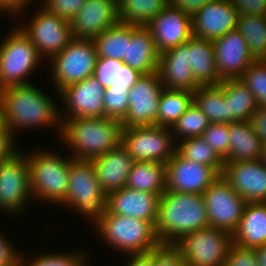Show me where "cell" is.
<instances>
[{
	"mask_svg": "<svg viewBox=\"0 0 266 266\" xmlns=\"http://www.w3.org/2000/svg\"><path fill=\"white\" fill-rule=\"evenodd\" d=\"M32 200L27 155L20 150L12 158L0 162V207L16 218L24 214Z\"/></svg>",
	"mask_w": 266,
	"mask_h": 266,
	"instance_id": "cell-12",
	"label": "cell"
},
{
	"mask_svg": "<svg viewBox=\"0 0 266 266\" xmlns=\"http://www.w3.org/2000/svg\"><path fill=\"white\" fill-rule=\"evenodd\" d=\"M188 64L195 81L200 86L218 85L212 40L192 36L188 40Z\"/></svg>",
	"mask_w": 266,
	"mask_h": 266,
	"instance_id": "cell-28",
	"label": "cell"
},
{
	"mask_svg": "<svg viewBox=\"0 0 266 266\" xmlns=\"http://www.w3.org/2000/svg\"><path fill=\"white\" fill-rule=\"evenodd\" d=\"M169 4V0H119L120 23L146 26Z\"/></svg>",
	"mask_w": 266,
	"mask_h": 266,
	"instance_id": "cell-33",
	"label": "cell"
},
{
	"mask_svg": "<svg viewBox=\"0 0 266 266\" xmlns=\"http://www.w3.org/2000/svg\"><path fill=\"white\" fill-rule=\"evenodd\" d=\"M219 86L224 90V101L228 108V123L249 121L258 109L251 90L240 79L224 80Z\"/></svg>",
	"mask_w": 266,
	"mask_h": 266,
	"instance_id": "cell-29",
	"label": "cell"
},
{
	"mask_svg": "<svg viewBox=\"0 0 266 266\" xmlns=\"http://www.w3.org/2000/svg\"><path fill=\"white\" fill-rule=\"evenodd\" d=\"M16 139L18 138H16L11 132H0V162L12 158L21 150L18 149L19 146L16 147L18 144Z\"/></svg>",
	"mask_w": 266,
	"mask_h": 266,
	"instance_id": "cell-49",
	"label": "cell"
},
{
	"mask_svg": "<svg viewBox=\"0 0 266 266\" xmlns=\"http://www.w3.org/2000/svg\"><path fill=\"white\" fill-rule=\"evenodd\" d=\"M258 266H266V244L254 248Z\"/></svg>",
	"mask_w": 266,
	"mask_h": 266,
	"instance_id": "cell-53",
	"label": "cell"
},
{
	"mask_svg": "<svg viewBox=\"0 0 266 266\" xmlns=\"http://www.w3.org/2000/svg\"><path fill=\"white\" fill-rule=\"evenodd\" d=\"M160 53L150 30L146 26L132 25V38L123 62L140 74L158 71Z\"/></svg>",
	"mask_w": 266,
	"mask_h": 266,
	"instance_id": "cell-25",
	"label": "cell"
},
{
	"mask_svg": "<svg viewBox=\"0 0 266 266\" xmlns=\"http://www.w3.org/2000/svg\"><path fill=\"white\" fill-rule=\"evenodd\" d=\"M128 89L105 88L104 117L123 122L129 110Z\"/></svg>",
	"mask_w": 266,
	"mask_h": 266,
	"instance_id": "cell-41",
	"label": "cell"
},
{
	"mask_svg": "<svg viewBox=\"0 0 266 266\" xmlns=\"http://www.w3.org/2000/svg\"><path fill=\"white\" fill-rule=\"evenodd\" d=\"M201 138L224 160L229 153L230 137L228 123H210Z\"/></svg>",
	"mask_w": 266,
	"mask_h": 266,
	"instance_id": "cell-42",
	"label": "cell"
},
{
	"mask_svg": "<svg viewBox=\"0 0 266 266\" xmlns=\"http://www.w3.org/2000/svg\"><path fill=\"white\" fill-rule=\"evenodd\" d=\"M33 0H0V12L2 13V15L4 16L6 14V16L9 17L11 16L12 19L17 18L16 16H18V18L22 15V13L25 14L24 10L26 11L27 7L32 4Z\"/></svg>",
	"mask_w": 266,
	"mask_h": 266,
	"instance_id": "cell-48",
	"label": "cell"
},
{
	"mask_svg": "<svg viewBox=\"0 0 266 266\" xmlns=\"http://www.w3.org/2000/svg\"><path fill=\"white\" fill-rule=\"evenodd\" d=\"M192 103V91L164 89L159 100L157 126L171 128Z\"/></svg>",
	"mask_w": 266,
	"mask_h": 266,
	"instance_id": "cell-36",
	"label": "cell"
},
{
	"mask_svg": "<svg viewBox=\"0 0 266 266\" xmlns=\"http://www.w3.org/2000/svg\"><path fill=\"white\" fill-rule=\"evenodd\" d=\"M125 257L124 261L126 262H124L123 266H155V249L151 250L148 254Z\"/></svg>",
	"mask_w": 266,
	"mask_h": 266,
	"instance_id": "cell-52",
	"label": "cell"
},
{
	"mask_svg": "<svg viewBox=\"0 0 266 266\" xmlns=\"http://www.w3.org/2000/svg\"><path fill=\"white\" fill-rule=\"evenodd\" d=\"M121 144L135 161L166 164L176 153L177 143L169 127H123Z\"/></svg>",
	"mask_w": 266,
	"mask_h": 266,
	"instance_id": "cell-11",
	"label": "cell"
},
{
	"mask_svg": "<svg viewBox=\"0 0 266 266\" xmlns=\"http://www.w3.org/2000/svg\"><path fill=\"white\" fill-rule=\"evenodd\" d=\"M232 242L249 249L266 244V202L245 205L238 226L232 233Z\"/></svg>",
	"mask_w": 266,
	"mask_h": 266,
	"instance_id": "cell-26",
	"label": "cell"
},
{
	"mask_svg": "<svg viewBox=\"0 0 266 266\" xmlns=\"http://www.w3.org/2000/svg\"><path fill=\"white\" fill-rule=\"evenodd\" d=\"M232 242V234L206 227L182 236L173 245L186 266H224Z\"/></svg>",
	"mask_w": 266,
	"mask_h": 266,
	"instance_id": "cell-10",
	"label": "cell"
},
{
	"mask_svg": "<svg viewBox=\"0 0 266 266\" xmlns=\"http://www.w3.org/2000/svg\"><path fill=\"white\" fill-rule=\"evenodd\" d=\"M146 27L160 54L186 43L193 36L192 17L169 4Z\"/></svg>",
	"mask_w": 266,
	"mask_h": 266,
	"instance_id": "cell-20",
	"label": "cell"
},
{
	"mask_svg": "<svg viewBox=\"0 0 266 266\" xmlns=\"http://www.w3.org/2000/svg\"><path fill=\"white\" fill-rule=\"evenodd\" d=\"M126 187L141 192L163 194L166 191V165L153 161H135Z\"/></svg>",
	"mask_w": 266,
	"mask_h": 266,
	"instance_id": "cell-30",
	"label": "cell"
},
{
	"mask_svg": "<svg viewBox=\"0 0 266 266\" xmlns=\"http://www.w3.org/2000/svg\"><path fill=\"white\" fill-rule=\"evenodd\" d=\"M59 139L70 156L91 160L110 152L122 142V122L107 117L60 119Z\"/></svg>",
	"mask_w": 266,
	"mask_h": 266,
	"instance_id": "cell-2",
	"label": "cell"
},
{
	"mask_svg": "<svg viewBox=\"0 0 266 266\" xmlns=\"http://www.w3.org/2000/svg\"><path fill=\"white\" fill-rule=\"evenodd\" d=\"M104 93L105 88L93 76L70 84L59 92L60 107L64 105L60 119L104 117Z\"/></svg>",
	"mask_w": 266,
	"mask_h": 266,
	"instance_id": "cell-15",
	"label": "cell"
},
{
	"mask_svg": "<svg viewBox=\"0 0 266 266\" xmlns=\"http://www.w3.org/2000/svg\"><path fill=\"white\" fill-rule=\"evenodd\" d=\"M3 232L0 228V266H19L21 251L14 247L15 245Z\"/></svg>",
	"mask_w": 266,
	"mask_h": 266,
	"instance_id": "cell-46",
	"label": "cell"
},
{
	"mask_svg": "<svg viewBox=\"0 0 266 266\" xmlns=\"http://www.w3.org/2000/svg\"><path fill=\"white\" fill-rule=\"evenodd\" d=\"M261 161L266 165V142L263 143Z\"/></svg>",
	"mask_w": 266,
	"mask_h": 266,
	"instance_id": "cell-55",
	"label": "cell"
},
{
	"mask_svg": "<svg viewBox=\"0 0 266 266\" xmlns=\"http://www.w3.org/2000/svg\"><path fill=\"white\" fill-rule=\"evenodd\" d=\"M141 74L125 64L112 58L98 57L93 77L104 87L130 89Z\"/></svg>",
	"mask_w": 266,
	"mask_h": 266,
	"instance_id": "cell-31",
	"label": "cell"
},
{
	"mask_svg": "<svg viewBox=\"0 0 266 266\" xmlns=\"http://www.w3.org/2000/svg\"><path fill=\"white\" fill-rule=\"evenodd\" d=\"M36 84L9 86L0 90L6 125L15 136L26 129L54 128L61 133L60 108ZM45 92V93H44ZM22 129V130H21ZM20 131V132H19ZM18 133V134H17Z\"/></svg>",
	"mask_w": 266,
	"mask_h": 266,
	"instance_id": "cell-1",
	"label": "cell"
},
{
	"mask_svg": "<svg viewBox=\"0 0 266 266\" xmlns=\"http://www.w3.org/2000/svg\"><path fill=\"white\" fill-rule=\"evenodd\" d=\"M101 190L106 194L126 187L128 175L135 160L120 144L110 152L91 159Z\"/></svg>",
	"mask_w": 266,
	"mask_h": 266,
	"instance_id": "cell-23",
	"label": "cell"
},
{
	"mask_svg": "<svg viewBox=\"0 0 266 266\" xmlns=\"http://www.w3.org/2000/svg\"><path fill=\"white\" fill-rule=\"evenodd\" d=\"M218 85L224 80L239 79L244 71L256 61L250 54L248 43L236 29L212 40Z\"/></svg>",
	"mask_w": 266,
	"mask_h": 266,
	"instance_id": "cell-17",
	"label": "cell"
},
{
	"mask_svg": "<svg viewBox=\"0 0 266 266\" xmlns=\"http://www.w3.org/2000/svg\"><path fill=\"white\" fill-rule=\"evenodd\" d=\"M40 6V8H39ZM30 20L16 24L31 40L39 55L49 61L60 53L74 38L70 21L47 11L39 5ZM23 24V25H22Z\"/></svg>",
	"mask_w": 266,
	"mask_h": 266,
	"instance_id": "cell-9",
	"label": "cell"
},
{
	"mask_svg": "<svg viewBox=\"0 0 266 266\" xmlns=\"http://www.w3.org/2000/svg\"><path fill=\"white\" fill-rule=\"evenodd\" d=\"M209 227L202 194L166 190L159 198L155 231L161 244H174L182 236Z\"/></svg>",
	"mask_w": 266,
	"mask_h": 266,
	"instance_id": "cell-3",
	"label": "cell"
},
{
	"mask_svg": "<svg viewBox=\"0 0 266 266\" xmlns=\"http://www.w3.org/2000/svg\"><path fill=\"white\" fill-rule=\"evenodd\" d=\"M158 73L164 89L194 92L200 86L188 64V41L160 54Z\"/></svg>",
	"mask_w": 266,
	"mask_h": 266,
	"instance_id": "cell-24",
	"label": "cell"
},
{
	"mask_svg": "<svg viewBox=\"0 0 266 266\" xmlns=\"http://www.w3.org/2000/svg\"><path fill=\"white\" fill-rule=\"evenodd\" d=\"M10 30L0 42V90L31 84L30 76L36 74L44 62L31 40L16 24Z\"/></svg>",
	"mask_w": 266,
	"mask_h": 266,
	"instance_id": "cell-7",
	"label": "cell"
},
{
	"mask_svg": "<svg viewBox=\"0 0 266 266\" xmlns=\"http://www.w3.org/2000/svg\"><path fill=\"white\" fill-rule=\"evenodd\" d=\"M224 266H258L254 249L230 246Z\"/></svg>",
	"mask_w": 266,
	"mask_h": 266,
	"instance_id": "cell-44",
	"label": "cell"
},
{
	"mask_svg": "<svg viewBox=\"0 0 266 266\" xmlns=\"http://www.w3.org/2000/svg\"><path fill=\"white\" fill-rule=\"evenodd\" d=\"M161 195L124 187L107 195L106 210L111 214L137 218L156 225Z\"/></svg>",
	"mask_w": 266,
	"mask_h": 266,
	"instance_id": "cell-22",
	"label": "cell"
},
{
	"mask_svg": "<svg viewBox=\"0 0 266 266\" xmlns=\"http://www.w3.org/2000/svg\"><path fill=\"white\" fill-rule=\"evenodd\" d=\"M249 122L259 139L266 142V107H258Z\"/></svg>",
	"mask_w": 266,
	"mask_h": 266,
	"instance_id": "cell-51",
	"label": "cell"
},
{
	"mask_svg": "<svg viewBox=\"0 0 266 266\" xmlns=\"http://www.w3.org/2000/svg\"><path fill=\"white\" fill-rule=\"evenodd\" d=\"M209 124L208 117L193 102L170 130L175 141L179 142L187 138L201 137Z\"/></svg>",
	"mask_w": 266,
	"mask_h": 266,
	"instance_id": "cell-39",
	"label": "cell"
},
{
	"mask_svg": "<svg viewBox=\"0 0 266 266\" xmlns=\"http://www.w3.org/2000/svg\"><path fill=\"white\" fill-rule=\"evenodd\" d=\"M166 165V190L203 194L220 175L209 165L181 157L177 152Z\"/></svg>",
	"mask_w": 266,
	"mask_h": 266,
	"instance_id": "cell-16",
	"label": "cell"
},
{
	"mask_svg": "<svg viewBox=\"0 0 266 266\" xmlns=\"http://www.w3.org/2000/svg\"><path fill=\"white\" fill-rule=\"evenodd\" d=\"M93 229L103 244L124 256L148 254L161 245L152 222L111 214L107 210Z\"/></svg>",
	"mask_w": 266,
	"mask_h": 266,
	"instance_id": "cell-4",
	"label": "cell"
},
{
	"mask_svg": "<svg viewBox=\"0 0 266 266\" xmlns=\"http://www.w3.org/2000/svg\"><path fill=\"white\" fill-rule=\"evenodd\" d=\"M215 0H169V5L178 8L183 13L193 16L197 11L203 8L207 3Z\"/></svg>",
	"mask_w": 266,
	"mask_h": 266,
	"instance_id": "cell-50",
	"label": "cell"
},
{
	"mask_svg": "<svg viewBox=\"0 0 266 266\" xmlns=\"http://www.w3.org/2000/svg\"><path fill=\"white\" fill-rule=\"evenodd\" d=\"M43 148L25 152L31 193L37 202L58 207L66 199L68 192L70 155L67 153L63 157L54 150L49 151L44 146Z\"/></svg>",
	"mask_w": 266,
	"mask_h": 266,
	"instance_id": "cell-5",
	"label": "cell"
},
{
	"mask_svg": "<svg viewBox=\"0 0 266 266\" xmlns=\"http://www.w3.org/2000/svg\"><path fill=\"white\" fill-rule=\"evenodd\" d=\"M87 0H40L47 11L71 21Z\"/></svg>",
	"mask_w": 266,
	"mask_h": 266,
	"instance_id": "cell-43",
	"label": "cell"
},
{
	"mask_svg": "<svg viewBox=\"0 0 266 266\" xmlns=\"http://www.w3.org/2000/svg\"><path fill=\"white\" fill-rule=\"evenodd\" d=\"M239 15L265 16L266 0H230Z\"/></svg>",
	"mask_w": 266,
	"mask_h": 266,
	"instance_id": "cell-47",
	"label": "cell"
},
{
	"mask_svg": "<svg viewBox=\"0 0 266 266\" xmlns=\"http://www.w3.org/2000/svg\"><path fill=\"white\" fill-rule=\"evenodd\" d=\"M132 38V25L119 23L94 37L98 57L123 61L127 57L128 43Z\"/></svg>",
	"mask_w": 266,
	"mask_h": 266,
	"instance_id": "cell-32",
	"label": "cell"
},
{
	"mask_svg": "<svg viewBox=\"0 0 266 266\" xmlns=\"http://www.w3.org/2000/svg\"><path fill=\"white\" fill-rule=\"evenodd\" d=\"M155 266H186V263L173 244H161L155 248Z\"/></svg>",
	"mask_w": 266,
	"mask_h": 266,
	"instance_id": "cell-45",
	"label": "cell"
},
{
	"mask_svg": "<svg viewBox=\"0 0 266 266\" xmlns=\"http://www.w3.org/2000/svg\"><path fill=\"white\" fill-rule=\"evenodd\" d=\"M106 202L107 195L100 188L91 160L70 156L68 192L60 207L74 210L94 227L105 214Z\"/></svg>",
	"mask_w": 266,
	"mask_h": 266,
	"instance_id": "cell-6",
	"label": "cell"
},
{
	"mask_svg": "<svg viewBox=\"0 0 266 266\" xmlns=\"http://www.w3.org/2000/svg\"><path fill=\"white\" fill-rule=\"evenodd\" d=\"M239 79L254 94L258 107H266V60L254 61Z\"/></svg>",
	"mask_w": 266,
	"mask_h": 266,
	"instance_id": "cell-40",
	"label": "cell"
},
{
	"mask_svg": "<svg viewBox=\"0 0 266 266\" xmlns=\"http://www.w3.org/2000/svg\"><path fill=\"white\" fill-rule=\"evenodd\" d=\"M0 132H10L6 125V119L4 115L3 105L0 100Z\"/></svg>",
	"mask_w": 266,
	"mask_h": 266,
	"instance_id": "cell-54",
	"label": "cell"
},
{
	"mask_svg": "<svg viewBox=\"0 0 266 266\" xmlns=\"http://www.w3.org/2000/svg\"><path fill=\"white\" fill-rule=\"evenodd\" d=\"M163 90L158 71L141 74L128 90L129 110L122 126H157L159 100Z\"/></svg>",
	"mask_w": 266,
	"mask_h": 266,
	"instance_id": "cell-14",
	"label": "cell"
},
{
	"mask_svg": "<svg viewBox=\"0 0 266 266\" xmlns=\"http://www.w3.org/2000/svg\"><path fill=\"white\" fill-rule=\"evenodd\" d=\"M119 23L116 0H87L70 21L73 37L84 39H93Z\"/></svg>",
	"mask_w": 266,
	"mask_h": 266,
	"instance_id": "cell-19",
	"label": "cell"
},
{
	"mask_svg": "<svg viewBox=\"0 0 266 266\" xmlns=\"http://www.w3.org/2000/svg\"><path fill=\"white\" fill-rule=\"evenodd\" d=\"M193 102L208 117L210 123H228L224 90L219 85L199 86L193 92Z\"/></svg>",
	"mask_w": 266,
	"mask_h": 266,
	"instance_id": "cell-34",
	"label": "cell"
},
{
	"mask_svg": "<svg viewBox=\"0 0 266 266\" xmlns=\"http://www.w3.org/2000/svg\"><path fill=\"white\" fill-rule=\"evenodd\" d=\"M80 250V248L77 251L72 250L69 251L70 253L63 251L61 253L54 251H47V253L40 252L35 256L33 255V257L32 255L26 254V252L25 254L22 252L19 266H90V253L87 254L88 251Z\"/></svg>",
	"mask_w": 266,
	"mask_h": 266,
	"instance_id": "cell-38",
	"label": "cell"
},
{
	"mask_svg": "<svg viewBox=\"0 0 266 266\" xmlns=\"http://www.w3.org/2000/svg\"><path fill=\"white\" fill-rule=\"evenodd\" d=\"M176 152L186 160L211 166L221 176L224 160L201 137L187 138L177 142Z\"/></svg>",
	"mask_w": 266,
	"mask_h": 266,
	"instance_id": "cell-37",
	"label": "cell"
},
{
	"mask_svg": "<svg viewBox=\"0 0 266 266\" xmlns=\"http://www.w3.org/2000/svg\"><path fill=\"white\" fill-rule=\"evenodd\" d=\"M209 227L233 233L247 202L222 178L218 177L202 194Z\"/></svg>",
	"mask_w": 266,
	"mask_h": 266,
	"instance_id": "cell-13",
	"label": "cell"
},
{
	"mask_svg": "<svg viewBox=\"0 0 266 266\" xmlns=\"http://www.w3.org/2000/svg\"><path fill=\"white\" fill-rule=\"evenodd\" d=\"M97 51L92 39L73 38L58 54L54 55L46 65L51 70V85H54L56 96L70 84L81 82L93 76L97 61Z\"/></svg>",
	"mask_w": 266,
	"mask_h": 266,
	"instance_id": "cell-8",
	"label": "cell"
},
{
	"mask_svg": "<svg viewBox=\"0 0 266 266\" xmlns=\"http://www.w3.org/2000/svg\"><path fill=\"white\" fill-rule=\"evenodd\" d=\"M230 146L224 163L261 160L263 142L254 132L249 121L228 123Z\"/></svg>",
	"mask_w": 266,
	"mask_h": 266,
	"instance_id": "cell-27",
	"label": "cell"
},
{
	"mask_svg": "<svg viewBox=\"0 0 266 266\" xmlns=\"http://www.w3.org/2000/svg\"><path fill=\"white\" fill-rule=\"evenodd\" d=\"M239 12L230 0L207 3L192 16L193 36L215 40L235 30Z\"/></svg>",
	"mask_w": 266,
	"mask_h": 266,
	"instance_id": "cell-21",
	"label": "cell"
},
{
	"mask_svg": "<svg viewBox=\"0 0 266 266\" xmlns=\"http://www.w3.org/2000/svg\"><path fill=\"white\" fill-rule=\"evenodd\" d=\"M222 178L247 202H266V165L261 160L224 163Z\"/></svg>",
	"mask_w": 266,
	"mask_h": 266,
	"instance_id": "cell-18",
	"label": "cell"
},
{
	"mask_svg": "<svg viewBox=\"0 0 266 266\" xmlns=\"http://www.w3.org/2000/svg\"><path fill=\"white\" fill-rule=\"evenodd\" d=\"M235 29L246 39L251 56L256 61L266 60L265 16L239 15Z\"/></svg>",
	"mask_w": 266,
	"mask_h": 266,
	"instance_id": "cell-35",
	"label": "cell"
}]
</instances>
